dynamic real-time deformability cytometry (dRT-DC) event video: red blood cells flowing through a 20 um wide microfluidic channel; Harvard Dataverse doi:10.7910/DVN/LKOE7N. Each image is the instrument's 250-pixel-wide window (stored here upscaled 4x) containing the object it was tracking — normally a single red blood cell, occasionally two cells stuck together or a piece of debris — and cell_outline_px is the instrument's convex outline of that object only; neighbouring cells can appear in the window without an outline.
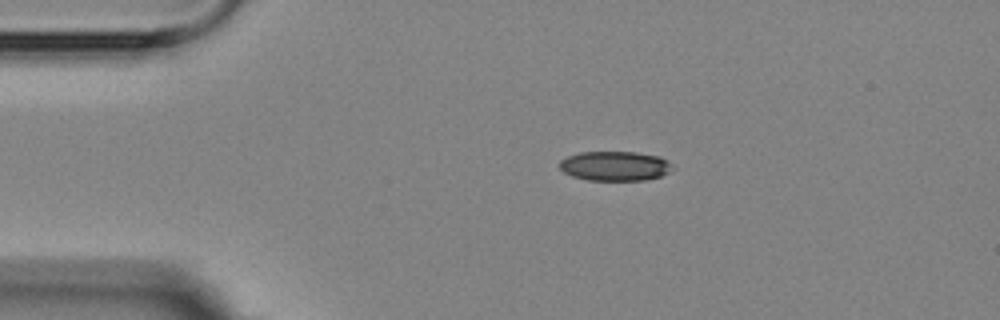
{"species": "Egyptian fruit bat (a non-hibernating species)", "species_latin": "Rousettus aegyptiacus", "temperature_condition": "room temperature", "stored_images_in_passage": 3, "camera_frame_rate_fps": 3000, "um_per_image_px": 0.085, "animal": {"sex": "female"}, "frame": {"image": 1, "passage_image": 1, "time_ms": 0.0, "image_size_px": [1000, 320], "cell_outline_px": [[676, 168], [660, 176], [644, 180], [588, 180], [572, 176], [564, 172], [560, 168], [560, 160], [568, 156], [580, 152], [636, 152], [660, 156]], "centroid_in_image_um": [52.28, 14.11], "position_along_channel_um": 32.7, "area_um2": 19.42}}
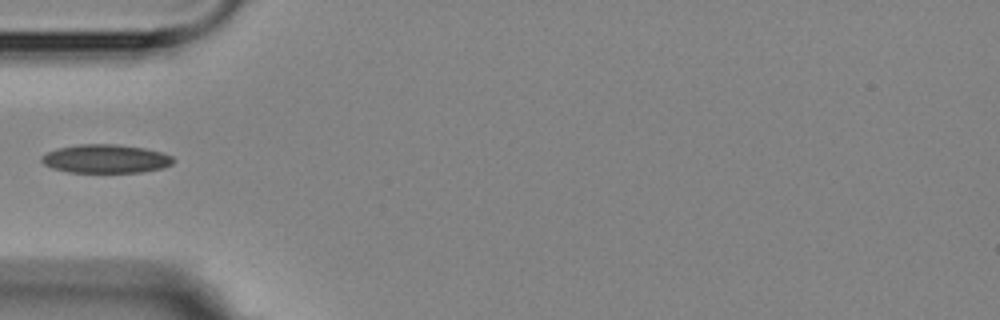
{"frame": {"image": 2, "passage_image": 3, "time_ms": 2.333, "image_size_px": [1000, 320], "cell_outline_px": [[176, 160], [172, 164], [160, 168], [140, 172], [68, 172], [52, 168], [44, 164], [40, 160], [40, 156], [56, 148], [80, 144], [116, 144], [144, 148], [160, 152], [172, 156]], "centroid_in_image_um": [8.95, 13.49], "position_along_channel_um": 76.0, "area_um2": 21.91}}